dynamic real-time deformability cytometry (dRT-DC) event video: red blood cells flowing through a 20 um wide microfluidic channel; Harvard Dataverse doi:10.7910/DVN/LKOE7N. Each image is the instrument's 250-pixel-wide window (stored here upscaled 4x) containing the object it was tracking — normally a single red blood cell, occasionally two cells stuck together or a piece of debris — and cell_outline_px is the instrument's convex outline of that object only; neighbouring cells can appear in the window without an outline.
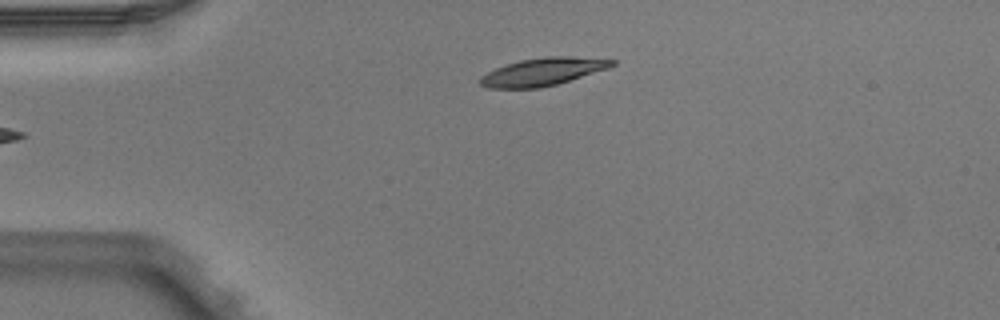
{"species": "Egyptian fruit bat (a non-hibernating species)", "species_latin": "Rousettus aegyptiacus", "temperature_condition": "warm", "stored_images_in_passage": 5, "camera_frame_rate_fps": 3000, "um_per_image_px": 0.085, "animal": {"sex": "male"}, "frame": {"image": 1, "passage_image": 5, "time_ms": 1.333, "image_size_px": [1000, 320], "cell_outline_px": [[616, 64], [608, 68], [556, 84], [540, 88], [488, 88], [480, 84], [480, 76], [496, 68], [520, 60], [544, 56], [572, 56], [616, 60]], "centroid_in_image_um": [46.14, 6.09], "position_along_channel_um": 38.9, "area_um2": 21.1}}